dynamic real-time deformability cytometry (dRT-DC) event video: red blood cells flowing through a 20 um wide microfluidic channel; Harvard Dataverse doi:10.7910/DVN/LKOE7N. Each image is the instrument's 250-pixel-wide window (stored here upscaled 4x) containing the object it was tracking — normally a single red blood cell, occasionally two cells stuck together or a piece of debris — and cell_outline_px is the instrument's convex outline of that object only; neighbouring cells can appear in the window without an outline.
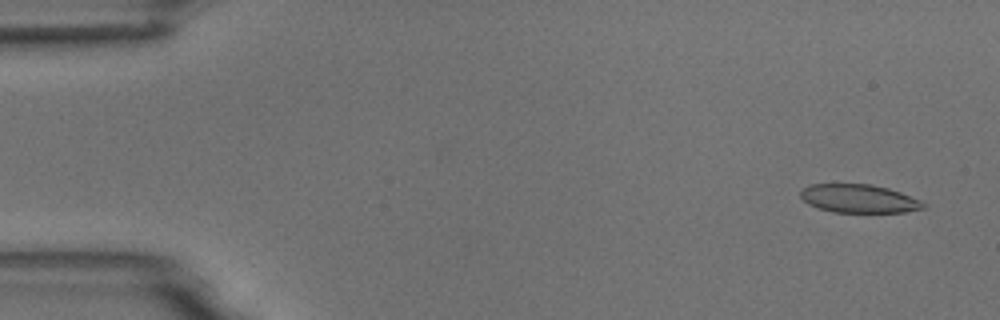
{"species": "common noctule bat (a hibernating species)", "species_latin": "Nyctalus noctula", "temperature_condition": "room temperature", "stored_images_in_passage": 54, "camera_frame_rate_fps": 3000, "um_per_image_px": 0.085, "animal": {"sex": "male", "body_mass_g": 18.8}, "frame": {"image": 1, "passage_image": 3, "time_ms": 0.667, "image_size_px": [1000, 320], "cell_outline_px": [[928, 204], [924, 208], [904, 212], [832, 212], [816, 208], [808, 204], [800, 196], [800, 192], [808, 184], [872, 184], [888, 188], [900, 192], [920, 200]], "centroid_in_image_um": [73.0, 16.88], "position_along_channel_um": 12.0, "area_um2": 20.4}}
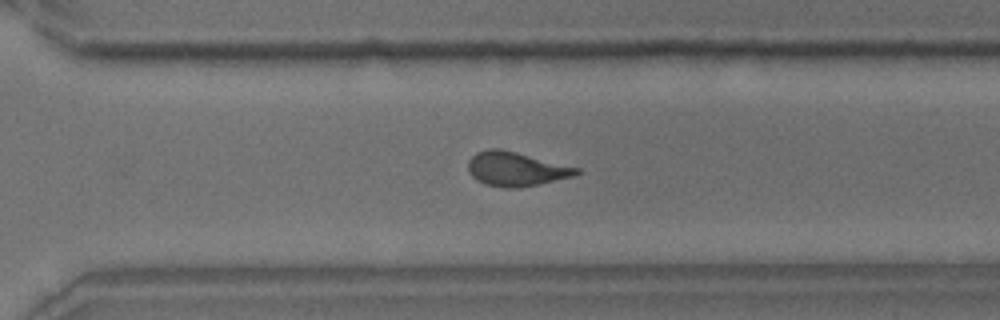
{"frame": {"image": 2, "passage_image": 38, "time_ms": 12.333, "image_size_px": [1000, 320], "cell_outline_px": [[580, 172], [576, 176], [516, 188], [504, 188], [484, 184], [476, 180], [468, 172], [468, 160], [476, 152], [488, 148], [500, 148], [580, 168]], "centroid_in_image_um": [43.83, 14.36], "position_along_channel_um": 326.8, "area_um2": 21.62}}
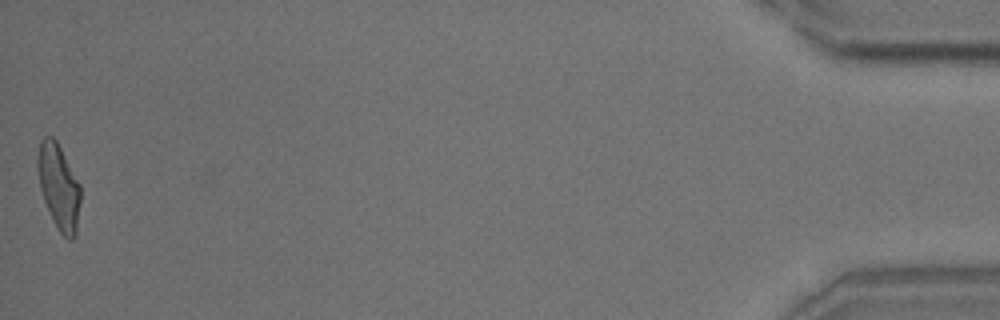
{"frame": {"image": 3, "passage_image": 54, "time_ms": 17.667, "image_size_px": [1000, 320], "cell_outline_px": [[80, 200], [76, 232], [72, 240], [68, 240], [60, 232], [52, 220], [44, 200], [40, 188], [36, 164], [36, 156], [40, 140], [44, 136], [52, 136], [56, 140], [80, 184]], "centroid_in_image_um": [4.97, 15.84], "position_along_channel_um": 430.2, "area_um2": 21.33}, "authors_computed_cell_mechanics": {"area_um2": 21.6172, "velocity_mm_per_s": 3.7311, "shape_relaxation_time_tau1_ms": 4.5745, "shape_relaxation_time_tau2_ms": 1.1195, "deformation_change_tau1": 0.1609, "deformation_change_tau2": 0.0861}}